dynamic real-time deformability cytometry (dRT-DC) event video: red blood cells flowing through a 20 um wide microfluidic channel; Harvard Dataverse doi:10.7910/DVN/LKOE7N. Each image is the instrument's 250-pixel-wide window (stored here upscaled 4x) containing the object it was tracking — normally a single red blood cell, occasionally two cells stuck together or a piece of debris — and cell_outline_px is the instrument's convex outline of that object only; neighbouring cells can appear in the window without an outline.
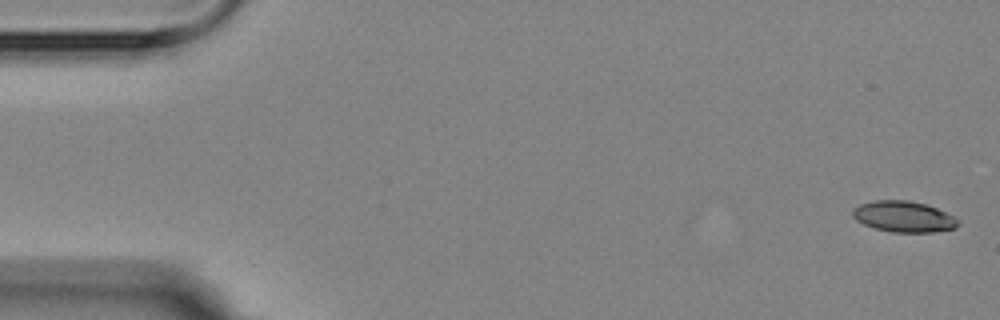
{"species": "Egyptian fruit bat (a non-hibernating species)", "species_latin": "Rousettus aegyptiacus", "temperature_condition": "room temperature", "stored_images_in_passage": 6, "camera_frame_rate_fps": 3000, "um_per_image_px": 0.085, "animal": {"sex": "female"}, "frame": {"image": 1, "passage_image": 1, "time_ms": 0.0, "image_size_px": [1000, 320], "cell_outline_px": [[960, 224], [956, 228], [932, 232], [892, 232], [876, 228], [864, 224], [856, 220], [852, 216], [852, 208], [860, 204], [872, 200], [908, 200], [924, 204], [936, 208], [956, 216], [960, 220]], "centroid_in_image_um": [76.83, 18.41], "position_along_channel_um": 8.2, "area_um2": 19.19}}